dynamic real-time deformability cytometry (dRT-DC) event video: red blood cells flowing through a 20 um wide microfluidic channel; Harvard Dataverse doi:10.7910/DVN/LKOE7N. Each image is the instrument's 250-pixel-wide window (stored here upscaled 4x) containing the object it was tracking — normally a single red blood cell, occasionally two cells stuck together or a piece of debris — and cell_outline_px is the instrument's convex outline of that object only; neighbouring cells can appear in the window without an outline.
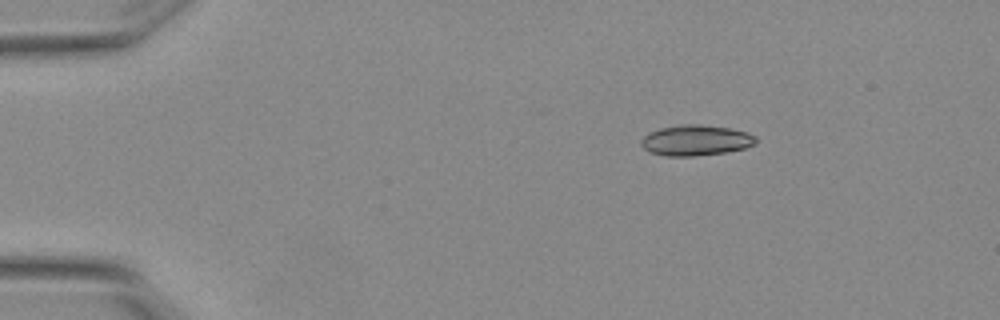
{"species": "Egyptian fruit bat (a non-hibernating species)", "species_latin": "Rousettus aegyptiacus", "temperature_condition": "warm", "stored_images_in_passage": 4, "camera_frame_rate_fps": 3000, "um_per_image_px": 0.085, "animal": {"sex": "female"}, "frame": {"image": 1, "passage_image": 1, "time_ms": 0.0, "image_size_px": [1000, 320], "cell_outline_px": [[756, 144], [744, 148], [728, 152], [696, 156], [664, 156], [648, 152], [640, 144], [640, 140], [648, 132], [660, 128], [680, 124], [700, 124], [728, 128], [748, 132], [756, 136]], "centroid_in_image_um": [59.12, 11.93], "position_along_channel_um": 25.9, "area_um2": 20.75}}